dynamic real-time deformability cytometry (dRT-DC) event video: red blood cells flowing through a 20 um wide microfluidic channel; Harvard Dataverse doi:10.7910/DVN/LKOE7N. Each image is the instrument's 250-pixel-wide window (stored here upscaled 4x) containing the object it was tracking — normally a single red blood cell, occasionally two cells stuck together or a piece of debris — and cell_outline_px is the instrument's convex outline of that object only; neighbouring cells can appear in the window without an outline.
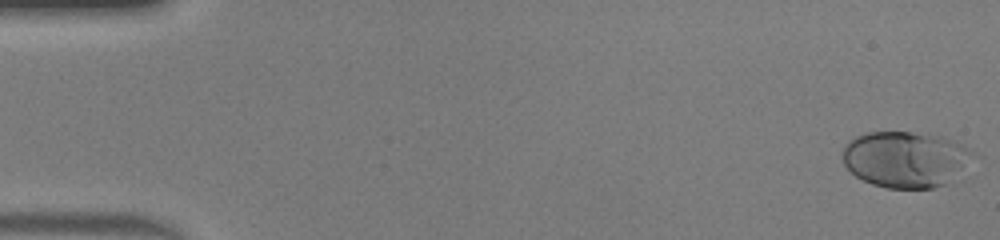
{"species": "human", "species_latin": "Homo sapiens", "temperature_condition": "warm", "stored_images_in_passage": 47, "camera_frame_rate_fps": 3000, "um_per_image_px": 0.085, "donor": {"sex": "male"}, "frame": {"image": 1, "passage_image": 1, "time_ms": 0.0, "image_size_px": [1000, 240], "cell_outline_px": [[976, 152], [944, 184], [932, 188], [888, 188], [872, 184], [856, 176], [844, 164], [840, 152], [844, 144], [848, 140], [864, 132], [908, 132], [940, 136], [968, 148]], "centroid_in_image_um": [76.84, 13.52], "position_along_channel_um": 8.2, "area_um2": 41.91}}
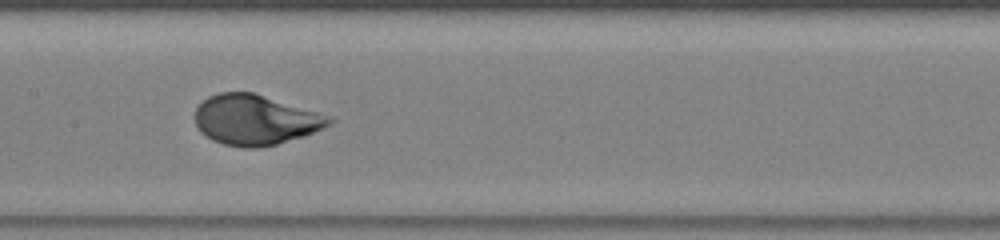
{"frame": {"image": 2, "passage_image": 24, "time_ms": 7.667, "image_size_px": [1000, 240], "cell_outline_px": [[336, 120], [332, 124], [304, 136], [276, 144], [260, 148], [244, 148], [224, 144], [212, 140], [200, 132], [196, 124], [196, 108], [208, 96], [220, 92], [252, 92], [316, 112], [328, 116]], "centroid_in_image_um": [21.68, 10.2], "position_along_channel_um": 185.7, "area_um2": 38.9}}
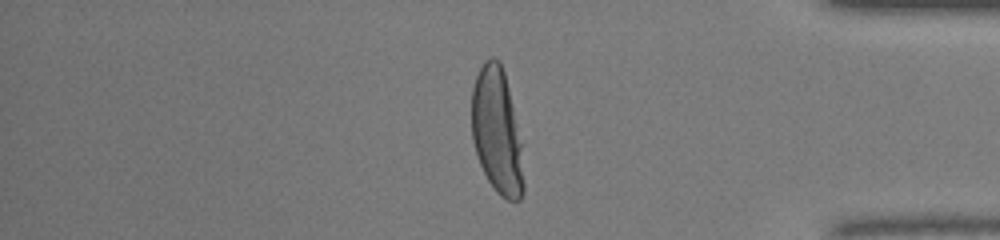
{"frame": {"image": 3, "passage_image": 40, "time_ms": 13.0, "image_size_px": [1000, 240], "cell_outline_px": [[524, 192], [520, 200], [508, 200], [500, 196], [496, 192], [488, 180], [480, 164], [472, 140], [472, 88], [476, 76], [484, 60], [492, 56], [500, 60], [504, 72], [508, 88], [516, 124], [520, 144], [524, 184]], "centroid_in_image_um": [42.22, 11.16], "position_along_channel_um": 393.0, "area_um2": 37.57}}